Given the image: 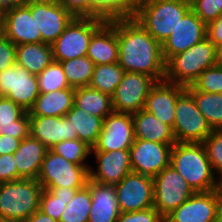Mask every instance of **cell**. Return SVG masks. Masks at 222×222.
<instances>
[{
  "instance_id": "obj_28",
  "label": "cell",
  "mask_w": 222,
  "mask_h": 222,
  "mask_svg": "<svg viewBox=\"0 0 222 222\" xmlns=\"http://www.w3.org/2000/svg\"><path fill=\"white\" fill-rule=\"evenodd\" d=\"M65 117L73 127V134H77L80 141L87 143L93 148L101 133L103 119L93 116L74 105L67 112Z\"/></svg>"
},
{
  "instance_id": "obj_29",
  "label": "cell",
  "mask_w": 222,
  "mask_h": 222,
  "mask_svg": "<svg viewBox=\"0 0 222 222\" xmlns=\"http://www.w3.org/2000/svg\"><path fill=\"white\" fill-rule=\"evenodd\" d=\"M73 105L103 120L113 112L111 96L89 86L75 88Z\"/></svg>"
},
{
  "instance_id": "obj_7",
  "label": "cell",
  "mask_w": 222,
  "mask_h": 222,
  "mask_svg": "<svg viewBox=\"0 0 222 222\" xmlns=\"http://www.w3.org/2000/svg\"><path fill=\"white\" fill-rule=\"evenodd\" d=\"M89 179V171L47 150L38 175V182L45 188H83Z\"/></svg>"
},
{
  "instance_id": "obj_12",
  "label": "cell",
  "mask_w": 222,
  "mask_h": 222,
  "mask_svg": "<svg viewBox=\"0 0 222 222\" xmlns=\"http://www.w3.org/2000/svg\"><path fill=\"white\" fill-rule=\"evenodd\" d=\"M114 186L121 213L154 207V180L152 177L130 172Z\"/></svg>"
},
{
  "instance_id": "obj_11",
  "label": "cell",
  "mask_w": 222,
  "mask_h": 222,
  "mask_svg": "<svg viewBox=\"0 0 222 222\" xmlns=\"http://www.w3.org/2000/svg\"><path fill=\"white\" fill-rule=\"evenodd\" d=\"M155 83L149 75L125 72L111 96L113 111L134 114L144 109L148 93Z\"/></svg>"
},
{
  "instance_id": "obj_26",
  "label": "cell",
  "mask_w": 222,
  "mask_h": 222,
  "mask_svg": "<svg viewBox=\"0 0 222 222\" xmlns=\"http://www.w3.org/2000/svg\"><path fill=\"white\" fill-rule=\"evenodd\" d=\"M74 93L73 87L39 93L28 114L29 116H65L73 106Z\"/></svg>"
},
{
  "instance_id": "obj_21",
  "label": "cell",
  "mask_w": 222,
  "mask_h": 222,
  "mask_svg": "<svg viewBox=\"0 0 222 222\" xmlns=\"http://www.w3.org/2000/svg\"><path fill=\"white\" fill-rule=\"evenodd\" d=\"M30 135L49 150L63 140L78 139L65 116H29Z\"/></svg>"
},
{
  "instance_id": "obj_10",
  "label": "cell",
  "mask_w": 222,
  "mask_h": 222,
  "mask_svg": "<svg viewBox=\"0 0 222 222\" xmlns=\"http://www.w3.org/2000/svg\"><path fill=\"white\" fill-rule=\"evenodd\" d=\"M5 36L15 45L41 43V31L35 22V0L3 9Z\"/></svg>"
},
{
  "instance_id": "obj_3",
  "label": "cell",
  "mask_w": 222,
  "mask_h": 222,
  "mask_svg": "<svg viewBox=\"0 0 222 222\" xmlns=\"http://www.w3.org/2000/svg\"><path fill=\"white\" fill-rule=\"evenodd\" d=\"M190 10L189 0H141L132 18L162 44Z\"/></svg>"
},
{
  "instance_id": "obj_37",
  "label": "cell",
  "mask_w": 222,
  "mask_h": 222,
  "mask_svg": "<svg viewBox=\"0 0 222 222\" xmlns=\"http://www.w3.org/2000/svg\"><path fill=\"white\" fill-rule=\"evenodd\" d=\"M39 93L70 88L65 77L61 62L54 60L37 75Z\"/></svg>"
},
{
  "instance_id": "obj_44",
  "label": "cell",
  "mask_w": 222,
  "mask_h": 222,
  "mask_svg": "<svg viewBox=\"0 0 222 222\" xmlns=\"http://www.w3.org/2000/svg\"><path fill=\"white\" fill-rule=\"evenodd\" d=\"M0 134L13 136L20 140H23L30 134L29 128V114L28 112L13 124L0 125Z\"/></svg>"
},
{
  "instance_id": "obj_14",
  "label": "cell",
  "mask_w": 222,
  "mask_h": 222,
  "mask_svg": "<svg viewBox=\"0 0 222 222\" xmlns=\"http://www.w3.org/2000/svg\"><path fill=\"white\" fill-rule=\"evenodd\" d=\"M173 145L135 139L129 148L132 172L154 178L170 165Z\"/></svg>"
},
{
  "instance_id": "obj_9",
  "label": "cell",
  "mask_w": 222,
  "mask_h": 222,
  "mask_svg": "<svg viewBox=\"0 0 222 222\" xmlns=\"http://www.w3.org/2000/svg\"><path fill=\"white\" fill-rule=\"evenodd\" d=\"M153 180L154 208L163 218L195 193L172 165L164 168Z\"/></svg>"
},
{
  "instance_id": "obj_42",
  "label": "cell",
  "mask_w": 222,
  "mask_h": 222,
  "mask_svg": "<svg viewBox=\"0 0 222 222\" xmlns=\"http://www.w3.org/2000/svg\"><path fill=\"white\" fill-rule=\"evenodd\" d=\"M116 222H164V218L154 208L120 213Z\"/></svg>"
},
{
  "instance_id": "obj_25",
  "label": "cell",
  "mask_w": 222,
  "mask_h": 222,
  "mask_svg": "<svg viewBox=\"0 0 222 222\" xmlns=\"http://www.w3.org/2000/svg\"><path fill=\"white\" fill-rule=\"evenodd\" d=\"M135 139H143L163 144H175V137L170 126L164 124L153 114L141 109L132 114Z\"/></svg>"
},
{
  "instance_id": "obj_5",
  "label": "cell",
  "mask_w": 222,
  "mask_h": 222,
  "mask_svg": "<svg viewBox=\"0 0 222 222\" xmlns=\"http://www.w3.org/2000/svg\"><path fill=\"white\" fill-rule=\"evenodd\" d=\"M43 187L37 179L0 183V219L24 222L40 205Z\"/></svg>"
},
{
  "instance_id": "obj_24",
  "label": "cell",
  "mask_w": 222,
  "mask_h": 222,
  "mask_svg": "<svg viewBox=\"0 0 222 222\" xmlns=\"http://www.w3.org/2000/svg\"><path fill=\"white\" fill-rule=\"evenodd\" d=\"M47 148L32 135L21 140L14 152V159L18 170V180L37 179Z\"/></svg>"
},
{
  "instance_id": "obj_48",
  "label": "cell",
  "mask_w": 222,
  "mask_h": 222,
  "mask_svg": "<svg viewBox=\"0 0 222 222\" xmlns=\"http://www.w3.org/2000/svg\"><path fill=\"white\" fill-rule=\"evenodd\" d=\"M20 142L18 138L0 134V155L14 154Z\"/></svg>"
},
{
  "instance_id": "obj_1",
  "label": "cell",
  "mask_w": 222,
  "mask_h": 222,
  "mask_svg": "<svg viewBox=\"0 0 222 222\" xmlns=\"http://www.w3.org/2000/svg\"><path fill=\"white\" fill-rule=\"evenodd\" d=\"M119 65L125 72L151 76L156 82L165 80L166 62L162 44L155 40L135 19H116Z\"/></svg>"
},
{
  "instance_id": "obj_49",
  "label": "cell",
  "mask_w": 222,
  "mask_h": 222,
  "mask_svg": "<svg viewBox=\"0 0 222 222\" xmlns=\"http://www.w3.org/2000/svg\"><path fill=\"white\" fill-rule=\"evenodd\" d=\"M24 222H59L49 215L44 214L42 211L37 210L31 217Z\"/></svg>"
},
{
  "instance_id": "obj_51",
  "label": "cell",
  "mask_w": 222,
  "mask_h": 222,
  "mask_svg": "<svg viewBox=\"0 0 222 222\" xmlns=\"http://www.w3.org/2000/svg\"><path fill=\"white\" fill-rule=\"evenodd\" d=\"M26 0H0V7L5 9L10 6L19 5L24 3Z\"/></svg>"
},
{
  "instance_id": "obj_33",
  "label": "cell",
  "mask_w": 222,
  "mask_h": 222,
  "mask_svg": "<svg viewBox=\"0 0 222 222\" xmlns=\"http://www.w3.org/2000/svg\"><path fill=\"white\" fill-rule=\"evenodd\" d=\"M61 65L70 87L89 86L95 64L87 56L61 61Z\"/></svg>"
},
{
  "instance_id": "obj_13",
  "label": "cell",
  "mask_w": 222,
  "mask_h": 222,
  "mask_svg": "<svg viewBox=\"0 0 222 222\" xmlns=\"http://www.w3.org/2000/svg\"><path fill=\"white\" fill-rule=\"evenodd\" d=\"M0 96L23 107L27 112L39 96L37 76L15 64L0 72Z\"/></svg>"
},
{
  "instance_id": "obj_46",
  "label": "cell",
  "mask_w": 222,
  "mask_h": 222,
  "mask_svg": "<svg viewBox=\"0 0 222 222\" xmlns=\"http://www.w3.org/2000/svg\"><path fill=\"white\" fill-rule=\"evenodd\" d=\"M18 180V170L13 154L0 155V183Z\"/></svg>"
},
{
  "instance_id": "obj_27",
  "label": "cell",
  "mask_w": 222,
  "mask_h": 222,
  "mask_svg": "<svg viewBox=\"0 0 222 222\" xmlns=\"http://www.w3.org/2000/svg\"><path fill=\"white\" fill-rule=\"evenodd\" d=\"M53 61L51 44L41 42L16 45V64L33 75H39Z\"/></svg>"
},
{
  "instance_id": "obj_6",
  "label": "cell",
  "mask_w": 222,
  "mask_h": 222,
  "mask_svg": "<svg viewBox=\"0 0 222 222\" xmlns=\"http://www.w3.org/2000/svg\"><path fill=\"white\" fill-rule=\"evenodd\" d=\"M106 21L103 18L74 17L51 44L54 60L61 62L87 56L92 35Z\"/></svg>"
},
{
  "instance_id": "obj_52",
  "label": "cell",
  "mask_w": 222,
  "mask_h": 222,
  "mask_svg": "<svg viewBox=\"0 0 222 222\" xmlns=\"http://www.w3.org/2000/svg\"><path fill=\"white\" fill-rule=\"evenodd\" d=\"M217 64L222 65V44L216 47Z\"/></svg>"
},
{
  "instance_id": "obj_18",
  "label": "cell",
  "mask_w": 222,
  "mask_h": 222,
  "mask_svg": "<svg viewBox=\"0 0 222 222\" xmlns=\"http://www.w3.org/2000/svg\"><path fill=\"white\" fill-rule=\"evenodd\" d=\"M217 189L195 192L164 218V222H217Z\"/></svg>"
},
{
  "instance_id": "obj_4",
  "label": "cell",
  "mask_w": 222,
  "mask_h": 222,
  "mask_svg": "<svg viewBox=\"0 0 222 222\" xmlns=\"http://www.w3.org/2000/svg\"><path fill=\"white\" fill-rule=\"evenodd\" d=\"M217 64L216 46L207 37L166 62L167 82L191 86L207 68Z\"/></svg>"
},
{
  "instance_id": "obj_50",
  "label": "cell",
  "mask_w": 222,
  "mask_h": 222,
  "mask_svg": "<svg viewBox=\"0 0 222 222\" xmlns=\"http://www.w3.org/2000/svg\"><path fill=\"white\" fill-rule=\"evenodd\" d=\"M217 222H222V183L217 188Z\"/></svg>"
},
{
  "instance_id": "obj_34",
  "label": "cell",
  "mask_w": 222,
  "mask_h": 222,
  "mask_svg": "<svg viewBox=\"0 0 222 222\" xmlns=\"http://www.w3.org/2000/svg\"><path fill=\"white\" fill-rule=\"evenodd\" d=\"M141 0H94V18H132Z\"/></svg>"
},
{
  "instance_id": "obj_38",
  "label": "cell",
  "mask_w": 222,
  "mask_h": 222,
  "mask_svg": "<svg viewBox=\"0 0 222 222\" xmlns=\"http://www.w3.org/2000/svg\"><path fill=\"white\" fill-rule=\"evenodd\" d=\"M214 173L222 179V129H214L202 142Z\"/></svg>"
},
{
  "instance_id": "obj_40",
  "label": "cell",
  "mask_w": 222,
  "mask_h": 222,
  "mask_svg": "<svg viewBox=\"0 0 222 222\" xmlns=\"http://www.w3.org/2000/svg\"><path fill=\"white\" fill-rule=\"evenodd\" d=\"M191 10L207 25L222 14V0H189Z\"/></svg>"
},
{
  "instance_id": "obj_17",
  "label": "cell",
  "mask_w": 222,
  "mask_h": 222,
  "mask_svg": "<svg viewBox=\"0 0 222 222\" xmlns=\"http://www.w3.org/2000/svg\"><path fill=\"white\" fill-rule=\"evenodd\" d=\"M207 25L190 10L179 22L176 29L162 43L165 62L172 56L184 52L207 37Z\"/></svg>"
},
{
  "instance_id": "obj_30",
  "label": "cell",
  "mask_w": 222,
  "mask_h": 222,
  "mask_svg": "<svg viewBox=\"0 0 222 222\" xmlns=\"http://www.w3.org/2000/svg\"><path fill=\"white\" fill-rule=\"evenodd\" d=\"M186 90L193 96L197 108L212 130L222 128V93L197 91L192 85Z\"/></svg>"
},
{
  "instance_id": "obj_53",
  "label": "cell",
  "mask_w": 222,
  "mask_h": 222,
  "mask_svg": "<svg viewBox=\"0 0 222 222\" xmlns=\"http://www.w3.org/2000/svg\"><path fill=\"white\" fill-rule=\"evenodd\" d=\"M5 37L4 19L3 12H0V39Z\"/></svg>"
},
{
  "instance_id": "obj_45",
  "label": "cell",
  "mask_w": 222,
  "mask_h": 222,
  "mask_svg": "<svg viewBox=\"0 0 222 222\" xmlns=\"http://www.w3.org/2000/svg\"><path fill=\"white\" fill-rule=\"evenodd\" d=\"M16 64V45L6 36L0 39V72Z\"/></svg>"
},
{
  "instance_id": "obj_39",
  "label": "cell",
  "mask_w": 222,
  "mask_h": 222,
  "mask_svg": "<svg viewBox=\"0 0 222 222\" xmlns=\"http://www.w3.org/2000/svg\"><path fill=\"white\" fill-rule=\"evenodd\" d=\"M192 86L200 92L222 93V65L205 69Z\"/></svg>"
},
{
  "instance_id": "obj_8",
  "label": "cell",
  "mask_w": 222,
  "mask_h": 222,
  "mask_svg": "<svg viewBox=\"0 0 222 222\" xmlns=\"http://www.w3.org/2000/svg\"><path fill=\"white\" fill-rule=\"evenodd\" d=\"M172 130L178 143H202L212 132L187 90L177 99Z\"/></svg>"
},
{
  "instance_id": "obj_20",
  "label": "cell",
  "mask_w": 222,
  "mask_h": 222,
  "mask_svg": "<svg viewBox=\"0 0 222 222\" xmlns=\"http://www.w3.org/2000/svg\"><path fill=\"white\" fill-rule=\"evenodd\" d=\"M185 90L186 87L167 82L166 80L157 81L148 93L144 110L173 128L176 102Z\"/></svg>"
},
{
  "instance_id": "obj_2",
  "label": "cell",
  "mask_w": 222,
  "mask_h": 222,
  "mask_svg": "<svg viewBox=\"0 0 222 222\" xmlns=\"http://www.w3.org/2000/svg\"><path fill=\"white\" fill-rule=\"evenodd\" d=\"M172 165L195 192L216 190L221 180L214 173L202 143H178L171 150Z\"/></svg>"
},
{
  "instance_id": "obj_16",
  "label": "cell",
  "mask_w": 222,
  "mask_h": 222,
  "mask_svg": "<svg viewBox=\"0 0 222 222\" xmlns=\"http://www.w3.org/2000/svg\"><path fill=\"white\" fill-rule=\"evenodd\" d=\"M92 154L97 165L89 167V179L96 183L116 185L132 172L129 149L92 151Z\"/></svg>"
},
{
  "instance_id": "obj_22",
  "label": "cell",
  "mask_w": 222,
  "mask_h": 222,
  "mask_svg": "<svg viewBox=\"0 0 222 222\" xmlns=\"http://www.w3.org/2000/svg\"><path fill=\"white\" fill-rule=\"evenodd\" d=\"M87 57L95 65L118 63L116 19L106 21L91 37Z\"/></svg>"
},
{
  "instance_id": "obj_54",
  "label": "cell",
  "mask_w": 222,
  "mask_h": 222,
  "mask_svg": "<svg viewBox=\"0 0 222 222\" xmlns=\"http://www.w3.org/2000/svg\"><path fill=\"white\" fill-rule=\"evenodd\" d=\"M0 222H13V221H8V220H2V219H0Z\"/></svg>"
},
{
  "instance_id": "obj_36",
  "label": "cell",
  "mask_w": 222,
  "mask_h": 222,
  "mask_svg": "<svg viewBox=\"0 0 222 222\" xmlns=\"http://www.w3.org/2000/svg\"><path fill=\"white\" fill-rule=\"evenodd\" d=\"M51 150L71 163L84 166L89 171L91 165L88 164L86 159L92 155V147L87 143L79 139L63 140L52 147Z\"/></svg>"
},
{
  "instance_id": "obj_32",
  "label": "cell",
  "mask_w": 222,
  "mask_h": 222,
  "mask_svg": "<svg viewBox=\"0 0 222 222\" xmlns=\"http://www.w3.org/2000/svg\"><path fill=\"white\" fill-rule=\"evenodd\" d=\"M124 73L119 63L95 65L89 87L112 96Z\"/></svg>"
},
{
  "instance_id": "obj_15",
  "label": "cell",
  "mask_w": 222,
  "mask_h": 222,
  "mask_svg": "<svg viewBox=\"0 0 222 222\" xmlns=\"http://www.w3.org/2000/svg\"><path fill=\"white\" fill-rule=\"evenodd\" d=\"M135 140L132 114L112 112L103 120V127L92 151L129 149Z\"/></svg>"
},
{
  "instance_id": "obj_47",
  "label": "cell",
  "mask_w": 222,
  "mask_h": 222,
  "mask_svg": "<svg viewBox=\"0 0 222 222\" xmlns=\"http://www.w3.org/2000/svg\"><path fill=\"white\" fill-rule=\"evenodd\" d=\"M207 38L215 44H222V14L216 19L207 24Z\"/></svg>"
},
{
  "instance_id": "obj_35",
  "label": "cell",
  "mask_w": 222,
  "mask_h": 222,
  "mask_svg": "<svg viewBox=\"0 0 222 222\" xmlns=\"http://www.w3.org/2000/svg\"><path fill=\"white\" fill-rule=\"evenodd\" d=\"M90 186L78 189L74 198L66 205L59 222H88L91 211Z\"/></svg>"
},
{
  "instance_id": "obj_31",
  "label": "cell",
  "mask_w": 222,
  "mask_h": 222,
  "mask_svg": "<svg viewBox=\"0 0 222 222\" xmlns=\"http://www.w3.org/2000/svg\"><path fill=\"white\" fill-rule=\"evenodd\" d=\"M78 189L45 188L40 194L39 210L59 221L66 205L74 198Z\"/></svg>"
},
{
  "instance_id": "obj_19",
  "label": "cell",
  "mask_w": 222,
  "mask_h": 222,
  "mask_svg": "<svg viewBox=\"0 0 222 222\" xmlns=\"http://www.w3.org/2000/svg\"><path fill=\"white\" fill-rule=\"evenodd\" d=\"M73 18L57 0H35V22L41 31L42 43L52 44Z\"/></svg>"
},
{
  "instance_id": "obj_41",
  "label": "cell",
  "mask_w": 222,
  "mask_h": 222,
  "mask_svg": "<svg viewBox=\"0 0 222 222\" xmlns=\"http://www.w3.org/2000/svg\"><path fill=\"white\" fill-rule=\"evenodd\" d=\"M27 111L12 100L0 96V125L13 124L20 120Z\"/></svg>"
},
{
  "instance_id": "obj_23",
  "label": "cell",
  "mask_w": 222,
  "mask_h": 222,
  "mask_svg": "<svg viewBox=\"0 0 222 222\" xmlns=\"http://www.w3.org/2000/svg\"><path fill=\"white\" fill-rule=\"evenodd\" d=\"M91 193V211L88 222H116L120 209L116 198L115 186L100 184L88 179Z\"/></svg>"
},
{
  "instance_id": "obj_43",
  "label": "cell",
  "mask_w": 222,
  "mask_h": 222,
  "mask_svg": "<svg viewBox=\"0 0 222 222\" xmlns=\"http://www.w3.org/2000/svg\"><path fill=\"white\" fill-rule=\"evenodd\" d=\"M74 17L94 18V0H57Z\"/></svg>"
}]
</instances>
